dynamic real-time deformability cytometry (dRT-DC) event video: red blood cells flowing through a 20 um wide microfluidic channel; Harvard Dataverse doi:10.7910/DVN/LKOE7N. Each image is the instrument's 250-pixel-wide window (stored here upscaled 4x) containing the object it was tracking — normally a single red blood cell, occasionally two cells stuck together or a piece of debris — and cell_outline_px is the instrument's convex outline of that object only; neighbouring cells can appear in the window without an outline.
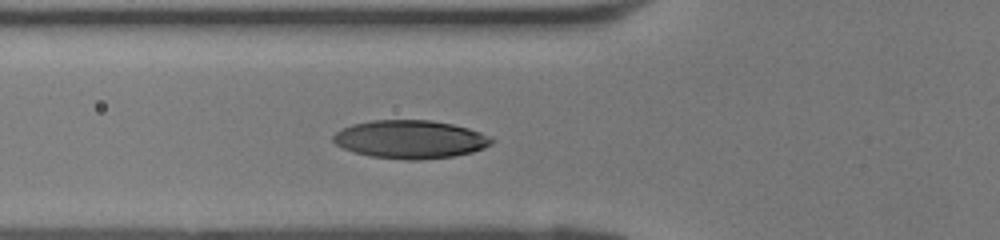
{"species": "human", "species_latin": "Homo sapiens", "temperature_condition": "room temperature", "stored_images_in_passage": 28, "camera_frame_rate_fps": 3000, "um_per_image_px": 0.085, "donor": {"sex": "female"}, "frame": {"image": 1, "passage_image": 2, "time_ms": 0.333, "image_size_px": [1000, 240], "cell_outline_px": [[496, 140], [492, 144], [484, 148], [472, 152], [452, 156], [420, 160], [408, 160], [372, 156], [356, 152], [344, 148], [336, 144], [332, 140], [332, 136], [336, 132], [352, 124], [372, 120], [432, 120], [452, 124], [468, 128], [480, 132]], "centroid_in_image_um": [34.89, 11.84], "position_along_channel_um": 90.9, "area_um2": 35.14}}
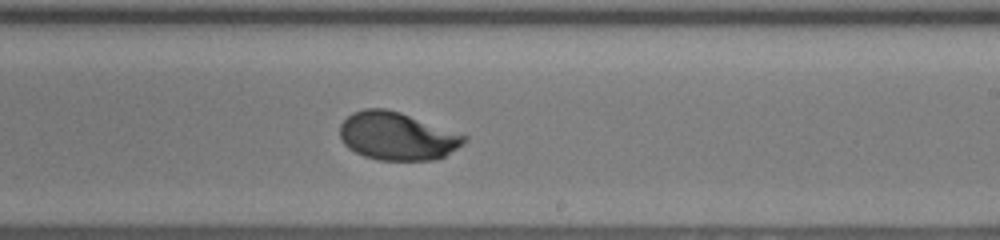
{"frame": {"image": 2, "passage_image": 12, "time_ms": 3.667, "image_size_px": [1000, 240], "cell_outline_px": [[468, 140], [464, 144], [444, 156], [432, 160], [376, 160], [364, 156], [348, 148], [340, 140], [340, 124], [352, 112], [364, 108], [384, 108], [400, 112], [468, 136]], "centroid_in_image_um": [33.74, 11.57], "position_along_channel_um": 255.3, "area_um2": 34.8}}
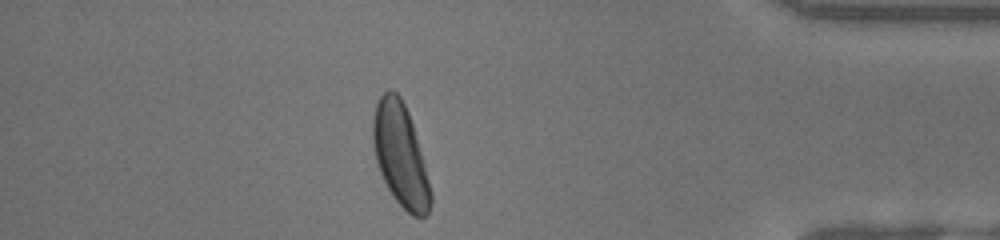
{"frame": {"image": 3, "passage_image": 23, "time_ms": 7.333, "image_size_px": [1000, 240], "cell_outline_px": [[432, 204], [428, 212], [424, 216], [412, 216], [392, 196], [380, 172], [376, 160], [372, 140], [372, 120], [376, 104], [380, 96], [388, 88], [396, 92], [400, 96], [408, 112], [412, 124], [424, 164], [432, 192]], "centroid_in_image_um": [34.02, 13.17], "position_along_channel_um": 401.2, "area_um2": 34.22}}